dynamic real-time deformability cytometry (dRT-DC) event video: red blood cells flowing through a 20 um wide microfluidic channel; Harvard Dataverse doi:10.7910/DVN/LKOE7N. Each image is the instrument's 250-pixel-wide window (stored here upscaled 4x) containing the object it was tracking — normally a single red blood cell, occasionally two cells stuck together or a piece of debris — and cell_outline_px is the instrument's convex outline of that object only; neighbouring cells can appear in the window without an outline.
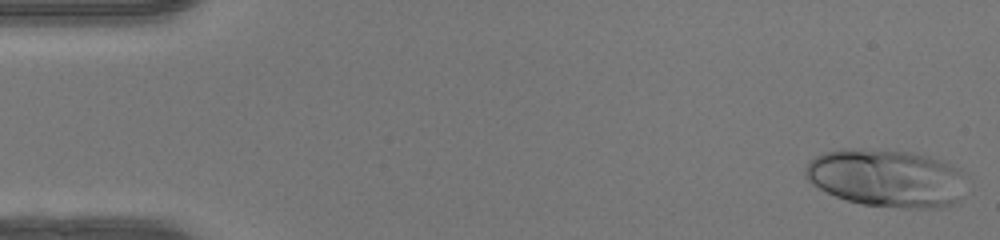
{"species": "human", "species_latin": "Homo sapiens", "temperature_condition": "warm", "stored_images_in_passage": 48, "camera_frame_rate_fps": 3000, "um_per_image_px": 0.085, "donor": {"sex": "female"}, "frame": {"image": 1, "passage_image": 1, "time_ms": 0.0, "image_size_px": [1000, 240], "cell_outline_px": [[956, 200], [940, 208], [908, 208], [864, 204], [848, 200], [836, 196], [812, 184], [804, 176], [804, 168], [816, 156], [824, 152], [844, 148], [860, 148], [912, 152], [928, 156], [940, 160], [956, 168]], "centroid_in_image_um": [75.16, 15.11], "position_along_channel_um": 9.8, "area_um2": 52.48}}
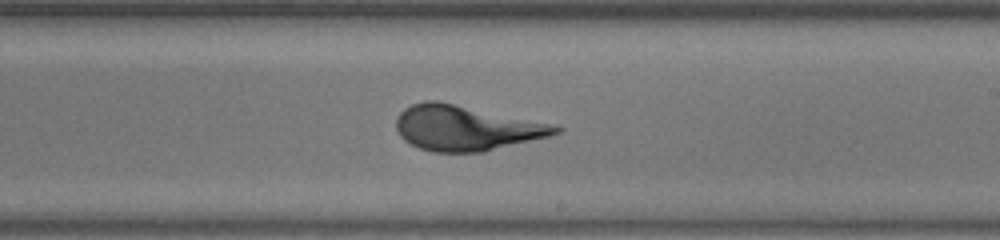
{"frame": {"image": 2, "passage_image": 28, "time_ms": 9.0, "image_size_px": [1000, 240], "cell_outline_px": [[564, 128], [560, 132], [548, 136], [484, 152], [432, 152], [420, 148], [404, 140], [400, 136], [396, 128], [396, 116], [404, 108], [412, 104], [424, 100], [440, 100], [556, 124]], "centroid_in_image_um": [39.61, 10.86], "position_along_channel_um": 249.4, "area_um2": 42.37}}
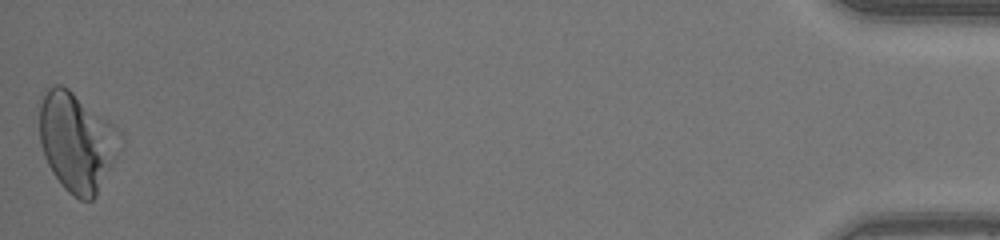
{"frame": {"image": 3, "passage_image": 48, "time_ms": 15.667, "image_size_px": [1000, 240], "cell_outline_px": [[112, 160], [96, 196], [92, 200], [80, 200], [68, 192], [60, 184], [52, 172], [44, 156], [40, 144], [40, 104], [44, 88], [56, 84], [60, 84], [68, 88], [72, 92], [80, 104]], "centroid_in_image_um": [6.09, 12.22], "position_along_channel_um": 429.1, "area_um2": 39.19}}